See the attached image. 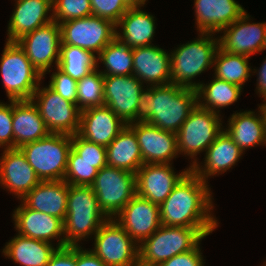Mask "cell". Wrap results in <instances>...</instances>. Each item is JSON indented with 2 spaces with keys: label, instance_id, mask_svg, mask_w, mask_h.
Wrapping results in <instances>:
<instances>
[{
  "label": "cell",
  "instance_id": "d6a6232c",
  "mask_svg": "<svg viewBox=\"0 0 266 266\" xmlns=\"http://www.w3.org/2000/svg\"><path fill=\"white\" fill-rule=\"evenodd\" d=\"M248 58L251 57L231 54L218 47L213 62L215 67L214 77L242 88L249 76H251L252 70L248 64Z\"/></svg>",
  "mask_w": 266,
  "mask_h": 266
},
{
  "label": "cell",
  "instance_id": "681fc988",
  "mask_svg": "<svg viewBox=\"0 0 266 266\" xmlns=\"http://www.w3.org/2000/svg\"><path fill=\"white\" fill-rule=\"evenodd\" d=\"M266 50V29H265V38H264V44H263V51Z\"/></svg>",
  "mask_w": 266,
  "mask_h": 266
},
{
  "label": "cell",
  "instance_id": "7dc6e473",
  "mask_svg": "<svg viewBox=\"0 0 266 266\" xmlns=\"http://www.w3.org/2000/svg\"><path fill=\"white\" fill-rule=\"evenodd\" d=\"M263 104L261 106H259L258 110L261 113L262 119H263V124H264V130H265V134H266V99H263Z\"/></svg>",
  "mask_w": 266,
  "mask_h": 266
},
{
  "label": "cell",
  "instance_id": "603a6c76",
  "mask_svg": "<svg viewBox=\"0 0 266 266\" xmlns=\"http://www.w3.org/2000/svg\"><path fill=\"white\" fill-rule=\"evenodd\" d=\"M16 1V0H15ZM53 0H17L8 24L9 42H16L27 33L53 21Z\"/></svg>",
  "mask_w": 266,
  "mask_h": 266
},
{
  "label": "cell",
  "instance_id": "8fae6325",
  "mask_svg": "<svg viewBox=\"0 0 266 266\" xmlns=\"http://www.w3.org/2000/svg\"><path fill=\"white\" fill-rule=\"evenodd\" d=\"M61 45H71L99 54L115 37L116 27L110 20L90 15L60 24Z\"/></svg>",
  "mask_w": 266,
  "mask_h": 266
},
{
  "label": "cell",
  "instance_id": "6da1fadb",
  "mask_svg": "<svg viewBox=\"0 0 266 266\" xmlns=\"http://www.w3.org/2000/svg\"><path fill=\"white\" fill-rule=\"evenodd\" d=\"M207 182L191 170L174 187L160 207L161 224L174 227L216 228L212 195ZM211 213V214H210Z\"/></svg>",
  "mask_w": 266,
  "mask_h": 266
},
{
  "label": "cell",
  "instance_id": "d4e9b609",
  "mask_svg": "<svg viewBox=\"0 0 266 266\" xmlns=\"http://www.w3.org/2000/svg\"><path fill=\"white\" fill-rule=\"evenodd\" d=\"M242 154L243 151L235 144L225 130H223L207 149L203 167L194 158L190 170L201 180L208 182L206 180L209 176L217 173L222 174L229 170V168H232L239 158H241Z\"/></svg>",
  "mask_w": 266,
  "mask_h": 266
},
{
  "label": "cell",
  "instance_id": "60d3db41",
  "mask_svg": "<svg viewBox=\"0 0 266 266\" xmlns=\"http://www.w3.org/2000/svg\"><path fill=\"white\" fill-rule=\"evenodd\" d=\"M51 75L49 87L58 93L63 99L77 104V80L72 79L58 67Z\"/></svg>",
  "mask_w": 266,
  "mask_h": 266
},
{
  "label": "cell",
  "instance_id": "484cf974",
  "mask_svg": "<svg viewBox=\"0 0 266 266\" xmlns=\"http://www.w3.org/2000/svg\"><path fill=\"white\" fill-rule=\"evenodd\" d=\"M68 184L64 180L41 181L23 199L28 208L57 217L63 222L67 214Z\"/></svg>",
  "mask_w": 266,
  "mask_h": 266
},
{
  "label": "cell",
  "instance_id": "f35d334b",
  "mask_svg": "<svg viewBox=\"0 0 266 266\" xmlns=\"http://www.w3.org/2000/svg\"><path fill=\"white\" fill-rule=\"evenodd\" d=\"M53 20L63 22L92 15L90 0H53Z\"/></svg>",
  "mask_w": 266,
  "mask_h": 266
},
{
  "label": "cell",
  "instance_id": "f1b7e54d",
  "mask_svg": "<svg viewBox=\"0 0 266 266\" xmlns=\"http://www.w3.org/2000/svg\"><path fill=\"white\" fill-rule=\"evenodd\" d=\"M258 116L254 111H244L232 114L228 119V128L225 132L243 151L256 145L266 146V134L260 111Z\"/></svg>",
  "mask_w": 266,
  "mask_h": 266
},
{
  "label": "cell",
  "instance_id": "8d00e7d4",
  "mask_svg": "<svg viewBox=\"0 0 266 266\" xmlns=\"http://www.w3.org/2000/svg\"><path fill=\"white\" fill-rule=\"evenodd\" d=\"M68 161L107 163L106 147L89 142L78 134L72 135V149Z\"/></svg>",
  "mask_w": 266,
  "mask_h": 266
},
{
  "label": "cell",
  "instance_id": "bcb514c9",
  "mask_svg": "<svg viewBox=\"0 0 266 266\" xmlns=\"http://www.w3.org/2000/svg\"><path fill=\"white\" fill-rule=\"evenodd\" d=\"M260 70V71H259ZM258 70V80H257V92L260 97L266 99V59L263 61L260 69Z\"/></svg>",
  "mask_w": 266,
  "mask_h": 266
},
{
  "label": "cell",
  "instance_id": "9c48e42d",
  "mask_svg": "<svg viewBox=\"0 0 266 266\" xmlns=\"http://www.w3.org/2000/svg\"><path fill=\"white\" fill-rule=\"evenodd\" d=\"M221 120L218 113L197 105L176 133L178 153L193 159L201 151L206 152L224 130Z\"/></svg>",
  "mask_w": 266,
  "mask_h": 266
},
{
  "label": "cell",
  "instance_id": "7402d4cb",
  "mask_svg": "<svg viewBox=\"0 0 266 266\" xmlns=\"http://www.w3.org/2000/svg\"><path fill=\"white\" fill-rule=\"evenodd\" d=\"M132 75L150 86L171 84L170 53L153 44L133 48Z\"/></svg>",
  "mask_w": 266,
  "mask_h": 266
},
{
  "label": "cell",
  "instance_id": "c3c4849f",
  "mask_svg": "<svg viewBox=\"0 0 266 266\" xmlns=\"http://www.w3.org/2000/svg\"><path fill=\"white\" fill-rule=\"evenodd\" d=\"M129 7H142L146 0H124Z\"/></svg>",
  "mask_w": 266,
  "mask_h": 266
},
{
  "label": "cell",
  "instance_id": "277c9868",
  "mask_svg": "<svg viewBox=\"0 0 266 266\" xmlns=\"http://www.w3.org/2000/svg\"><path fill=\"white\" fill-rule=\"evenodd\" d=\"M215 228H189L161 225L139 246V262L159 266L175 255L193 250Z\"/></svg>",
  "mask_w": 266,
  "mask_h": 266
},
{
  "label": "cell",
  "instance_id": "d590c367",
  "mask_svg": "<svg viewBox=\"0 0 266 266\" xmlns=\"http://www.w3.org/2000/svg\"><path fill=\"white\" fill-rule=\"evenodd\" d=\"M103 105L104 75L96 67L77 82V106L82 111Z\"/></svg>",
  "mask_w": 266,
  "mask_h": 266
},
{
  "label": "cell",
  "instance_id": "f907efd6",
  "mask_svg": "<svg viewBox=\"0 0 266 266\" xmlns=\"http://www.w3.org/2000/svg\"><path fill=\"white\" fill-rule=\"evenodd\" d=\"M134 266H149V265L142 264V263H140V262L138 261Z\"/></svg>",
  "mask_w": 266,
  "mask_h": 266
},
{
  "label": "cell",
  "instance_id": "e575fe53",
  "mask_svg": "<svg viewBox=\"0 0 266 266\" xmlns=\"http://www.w3.org/2000/svg\"><path fill=\"white\" fill-rule=\"evenodd\" d=\"M106 69L100 71L103 75H132L133 74V48L124 45L116 37L98 54Z\"/></svg>",
  "mask_w": 266,
  "mask_h": 266
},
{
  "label": "cell",
  "instance_id": "f546056e",
  "mask_svg": "<svg viewBox=\"0 0 266 266\" xmlns=\"http://www.w3.org/2000/svg\"><path fill=\"white\" fill-rule=\"evenodd\" d=\"M107 165L136 174L143 159L135 132L127 125L106 147Z\"/></svg>",
  "mask_w": 266,
  "mask_h": 266
},
{
  "label": "cell",
  "instance_id": "7a4b0ae2",
  "mask_svg": "<svg viewBox=\"0 0 266 266\" xmlns=\"http://www.w3.org/2000/svg\"><path fill=\"white\" fill-rule=\"evenodd\" d=\"M147 89V90H146ZM142 89L136 110V122H146L164 131L177 133L198 105L195 89L176 84Z\"/></svg>",
  "mask_w": 266,
  "mask_h": 266
},
{
  "label": "cell",
  "instance_id": "52a82bcc",
  "mask_svg": "<svg viewBox=\"0 0 266 266\" xmlns=\"http://www.w3.org/2000/svg\"><path fill=\"white\" fill-rule=\"evenodd\" d=\"M0 72L9 100H31L43 79L17 42L6 41Z\"/></svg>",
  "mask_w": 266,
  "mask_h": 266
},
{
  "label": "cell",
  "instance_id": "4316f807",
  "mask_svg": "<svg viewBox=\"0 0 266 266\" xmlns=\"http://www.w3.org/2000/svg\"><path fill=\"white\" fill-rule=\"evenodd\" d=\"M13 148L46 137L48 131L32 100H13Z\"/></svg>",
  "mask_w": 266,
  "mask_h": 266
},
{
  "label": "cell",
  "instance_id": "7c38bea8",
  "mask_svg": "<svg viewBox=\"0 0 266 266\" xmlns=\"http://www.w3.org/2000/svg\"><path fill=\"white\" fill-rule=\"evenodd\" d=\"M31 100L50 133L75 135L80 127L81 110L77 104L63 99L49 86L36 89Z\"/></svg>",
  "mask_w": 266,
  "mask_h": 266
},
{
  "label": "cell",
  "instance_id": "83f0119b",
  "mask_svg": "<svg viewBox=\"0 0 266 266\" xmlns=\"http://www.w3.org/2000/svg\"><path fill=\"white\" fill-rule=\"evenodd\" d=\"M140 9V7H130L115 25L116 38L131 48L151 46L156 29L154 16ZM117 27L122 28L120 30L122 34Z\"/></svg>",
  "mask_w": 266,
  "mask_h": 266
},
{
  "label": "cell",
  "instance_id": "ee69618b",
  "mask_svg": "<svg viewBox=\"0 0 266 266\" xmlns=\"http://www.w3.org/2000/svg\"><path fill=\"white\" fill-rule=\"evenodd\" d=\"M46 266H76V246L57 248Z\"/></svg>",
  "mask_w": 266,
  "mask_h": 266
},
{
  "label": "cell",
  "instance_id": "8992f818",
  "mask_svg": "<svg viewBox=\"0 0 266 266\" xmlns=\"http://www.w3.org/2000/svg\"><path fill=\"white\" fill-rule=\"evenodd\" d=\"M41 181L64 180L72 136L49 133L37 141L19 148Z\"/></svg>",
  "mask_w": 266,
  "mask_h": 266
},
{
  "label": "cell",
  "instance_id": "5b68a950",
  "mask_svg": "<svg viewBox=\"0 0 266 266\" xmlns=\"http://www.w3.org/2000/svg\"><path fill=\"white\" fill-rule=\"evenodd\" d=\"M199 36L171 52V84L196 90L199 83H193V78L213 66L219 39H214L213 33H200Z\"/></svg>",
  "mask_w": 266,
  "mask_h": 266
},
{
  "label": "cell",
  "instance_id": "3957f363",
  "mask_svg": "<svg viewBox=\"0 0 266 266\" xmlns=\"http://www.w3.org/2000/svg\"><path fill=\"white\" fill-rule=\"evenodd\" d=\"M107 219L91 186L68 184L67 214L63 222L67 246H79L81 239L95 235Z\"/></svg>",
  "mask_w": 266,
  "mask_h": 266
},
{
  "label": "cell",
  "instance_id": "cb8c5ba5",
  "mask_svg": "<svg viewBox=\"0 0 266 266\" xmlns=\"http://www.w3.org/2000/svg\"><path fill=\"white\" fill-rule=\"evenodd\" d=\"M199 33H219L238 19L245 9L235 0H194Z\"/></svg>",
  "mask_w": 266,
  "mask_h": 266
},
{
  "label": "cell",
  "instance_id": "d6986e66",
  "mask_svg": "<svg viewBox=\"0 0 266 266\" xmlns=\"http://www.w3.org/2000/svg\"><path fill=\"white\" fill-rule=\"evenodd\" d=\"M12 217L18 235L49 243L59 237L56 248L67 246L64 239V223L61 219L30 209L23 202L15 209Z\"/></svg>",
  "mask_w": 266,
  "mask_h": 266
},
{
  "label": "cell",
  "instance_id": "ac0fdd59",
  "mask_svg": "<svg viewBox=\"0 0 266 266\" xmlns=\"http://www.w3.org/2000/svg\"><path fill=\"white\" fill-rule=\"evenodd\" d=\"M245 11L231 25L223 28L224 35L219 37V47L231 54L250 57L263 50L266 22L250 23Z\"/></svg>",
  "mask_w": 266,
  "mask_h": 266
},
{
  "label": "cell",
  "instance_id": "74e56055",
  "mask_svg": "<svg viewBox=\"0 0 266 266\" xmlns=\"http://www.w3.org/2000/svg\"><path fill=\"white\" fill-rule=\"evenodd\" d=\"M107 163L68 161L64 181L69 185L90 186L98 173V170Z\"/></svg>",
  "mask_w": 266,
  "mask_h": 266
},
{
  "label": "cell",
  "instance_id": "30bf717a",
  "mask_svg": "<svg viewBox=\"0 0 266 266\" xmlns=\"http://www.w3.org/2000/svg\"><path fill=\"white\" fill-rule=\"evenodd\" d=\"M94 237L90 251L107 266H134L139 261V244L114 219H107Z\"/></svg>",
  "mask_w": 266,
  "mask_h": 266
},
{
  "label": "cell",
  "instance_id": "ffe728a7",
  "mask_svg": "<svg viewBox=\"0 0 266 266\" xmlns=\"http://www.w3.org/2000/svg\"><path fill=\"white\" fill-rule=\"evenodd\" d=\"M0 157V183L23 199L41 180L19 148L5 149Z\"/></svg>",
  "mask_w": 266,
  "mask_h": 266
},
{
  "label": "cell",
  "instance_id": "9a60e30c",
  "mask_svg": "<svg viewBox=\"0 0 266 266\" xmlns=\"http://www.w3.org/2000/svg\"><path fill=\"white\" fill-rule=\"evenodd\" d=\"M137 137L143 164H170L178 155L177 134L146 122L127 124Z\"/></svg>",
  "mask_w": 266,
  "mask_h": 266
},
{
  "label": "cell",
  "instance_id": "5bb4252c",
  "mask_svg": "<svg viewBox=\"0 0 266 266\" xmlns=\"http://www.w3.org/2000/svg\"><path fill=\"white\" fill-rule=\"evenodd\" d=\"M142 85L134 75H104V105L126 124L135 123Z\"/></svg>",
  "mask_w": 266,
  "mask_h": 266
},
{
  "label": "cell",
  "instance_id": "4dcf8cb0",
  "mask_svg": "<svg viewBox=\"0 0 266 266\" xmlns=\"http://www.w3.org/2000/svg\"><path fill=\"white\" fill-rule=\"evenodd\" d=\"M56 249L52 243L17 235L7 242L2 253L21 266H46Z\"/></svg>",
  "mask_w": 266,
  "mask_h": 266
},
{
  "label": "cell",
  "instance_id": "2e32d148",
  "mask_svg": "<svg viewBox=\"0 0 266 266\" xmlns=\"http://www.w3.org/2000/svg\"><path fill=\"white\" fill-rule=\"evenodd\" d=\"M113 219L137 244L150 237L162 225L159 205L137 194Z\"/></svg>",
  "mask_w": 266,
  "mask_h": 266
},
{
  "label": "cell",
  "instance_id": "1f68e13d",
  "mask_svg": "<svg viewBox=\"0 0 266 266\" xmlns=\"http://www.w3.org/2000/svg\"><path fill=\"white\" fill-rule=\"evenodd\" d=\"M196 92L199 107L219 114V108L228 107L239 99L242 88L214 77L209 84L199 82Z\"/></svg>",
  "mask_w": 266,
  "mask_h": 266
},
{
  "label": "cell",
  "instance_id": "4fadbf2b",
  "mask_svg": "<svg viewBox=\"0 0 266 266\" xmlns=\"http://www.w3.org/2000/svg\"><path fill=\"white\" fill-rule=\"evenodd\" d=\"M25 51L32 66L45 76L55 60L56 68L59 62L61 47V27L56 21H51L33 32L27 33L16 41Z\"/></svg>",
  "mask_w": 266,
  "mask_h": 266
},
{
  "label": "cell",
  "instance_id": "836d02e7",
  "mask_svg": "<svg viewBox=\"0 0 266 266\" xmlns=\"http://www.w3.org/2000/svg\"><path fill=\"white\" fill-rule=\"evenodd\" d=\"M96 59V55L91 51L71 45H61L58 68L78 81L99 67Z\"/></svg>",
  "mask_w": 266,
  "mask_h": 266
},
{
  "label": "cell",
  "instance_id": "b9f144b4",
  "mask_svg": "<svg viewBox=\"0 0 266 266\" xmlns=\"http://www.w3.org/2000/svg\"><path fill=\"white\" fill-rule=\"evenodd\" d=\"M10 104L0 102V147L13 148V100Z\"/></svg>",
  "mask_w": 266,
  "mask_h": 266
},
{
  "label": "cell",
  "instance_id": "f6af8a7d",
  "mask_svg": "<svg viewBox=\"0 0 266 266\" xmlns=\"http://www.w3.org/2000/svg\"><path fill=\"white\" fill-rule=\"evenodd\" d=\"M76 266H107L90 250H83L82 247L76 246Z\"/></svg>",
  "mask_w": 266,
  "mask_h": 266
},
{
  "label": "cell",
  "instance_id": "e0dca14e",
  "mask_svg": "<svg viewBox=\"0 0 266 266\" xmlns=\"http://www.w3.org/2000/svg\"><path fill=\"white\" fill-rule=\"evenodd\" d=\"M172 164H143L136 172V194L161 205L174 187L190 171L175 174Z\"/></svg>",
  "mask_w": 266,
  "mask_h": 266
},
{
  "label": "cell",
  "instance_id": "7bdbcfd3",
  "mask_svg": "<svg viewBox=\"0 0 266 266\" xmlns=\"http://www.w3.org/2000/svg\"><path fill=\"white\" fill-rule=\"evenodd\" d=\"M199 244L188 252L178 254L164 261L159 266H204Z\"/></svg>",
  "mask_w": 266,
  "mask_h": 266
},
{
  "label": "cell",
  "instance_id": "ab89813d",
  "mask_svg": "<svg viewBox=\"0 0 266 266\" xmlns=\"http://www.w3.org/2000/svg\"><path fill=\"white\" fill-rule=\"evenodd\" d=\"M90 2L92 15L110 20L115 25L130 9L124 0H90Z\"/></svg>",
  "mask_w": 266,
  "mask_h": 266
},
{
  "label": "cell",
  "instance_id": "ba28073f",
  "mask_svg": "<svg viewBox=\"0 0 266 266\" xmlns=\"http://www.w3.org/2000/svg\"><path fill=\"white\" fill-rule=\"evenodd\" d=\"M90 186L96 195L101 211L108 219H113L136 195V175L106 165L98 170Z\"/></svg>",
  "mask_w": 266,
  "mask_h": 266
},
{
  "label": "cell",
  "instance_id": "44dd1931",
  "mask_svg": "<svg viewBox=\"0 0 266 266\" xmlns=\"http://www.w3.org/2000/svg\"><path fill=\"white\" fill-rule=\"evenodd\" d=\"M127 124L108 106L90 107L81 111L78 135L107 147Z\"/></svg>",
  "mask_w": 266,
  "mask_h": 266
}]
</instances>
